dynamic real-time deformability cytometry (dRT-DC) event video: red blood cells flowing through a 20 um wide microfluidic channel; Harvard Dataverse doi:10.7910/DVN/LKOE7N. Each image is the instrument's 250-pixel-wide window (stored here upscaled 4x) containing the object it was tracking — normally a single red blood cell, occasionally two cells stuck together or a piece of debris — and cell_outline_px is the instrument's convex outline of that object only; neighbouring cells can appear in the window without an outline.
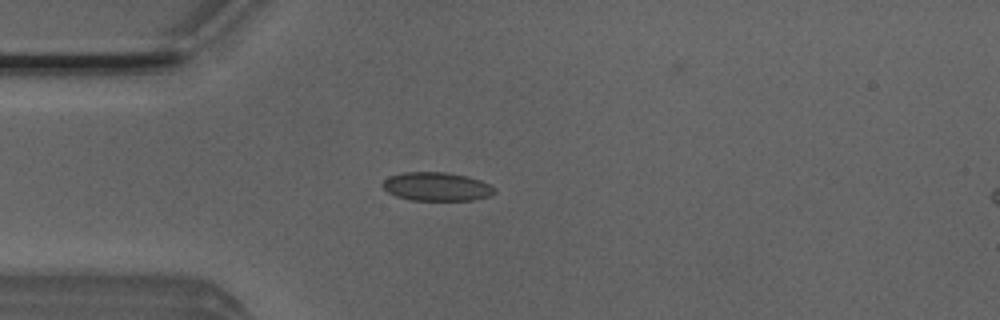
{"species": "Egyptian fruit bat (a non-hibernating species)", "species_latin": "Rousettus aegyptiacus", "temperature_condition": "room temperature", "stored_images_in_passage": 5, "camera_frame_rate_fps": 3000, "um_per_image_px": 0.085, "animal": {"sex": "male"}, "frame": {"image": 1, "passage_image": 4, "time_ms": 1.0, "image_size_px": [1000, 320], "cell_outline_px": [[496, 192], [492, 196], [472, 200], [408, 200], [396, 196], [388, 192], [380, 184], [388, 176], [404, 172], [444, 172], [468, 176], [480, 180], [496, 188]], "centroid_in_image_um": [37.12, 15.86], "position_along_channel_um": 47.9, "area_um2": 18.84}}